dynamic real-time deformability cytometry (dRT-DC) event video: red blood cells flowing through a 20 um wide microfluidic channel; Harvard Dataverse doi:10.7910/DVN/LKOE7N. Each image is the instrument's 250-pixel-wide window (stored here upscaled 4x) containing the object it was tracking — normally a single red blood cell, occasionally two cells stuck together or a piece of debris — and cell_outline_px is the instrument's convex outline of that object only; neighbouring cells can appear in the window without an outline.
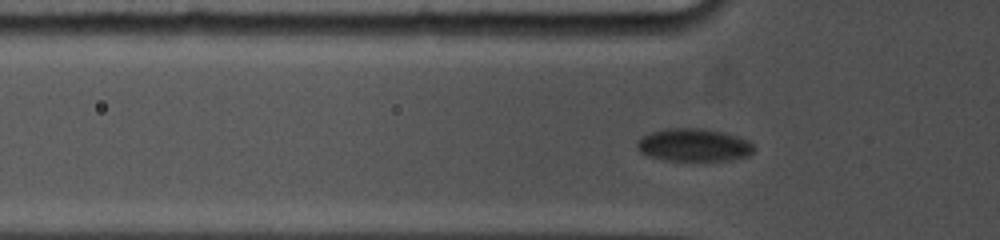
{"species": "common noctule bat (a hibernating species)", "species_latin": "Nyctalus noctula", "temperature_condition": "cold", "stored_images_in_passage": 30, "camera_frame_rate_fps": 5000, "um_per_image_px": 0.085, "animal": {"sex": "female", "body_mass_g": 19.0, "forearm_length_mm": 53.3}, "frame": {"image": 1, "passage_image": 6, "time_ms": 1.2, "image_size_px": [1000, 240], "cell_outline_px": [[756, 148], [748, 156], [728, 160], [664, 160], [648, 156], [640, 152], [636, 148], [636, 140], [652, 132], [664, 128], [704, 128], [724, 132], [748, 140]], "centroid_in_image_um": [58.95, 12.32], "position_along_channel_um": 66.8, "area_um2": 22.43}}
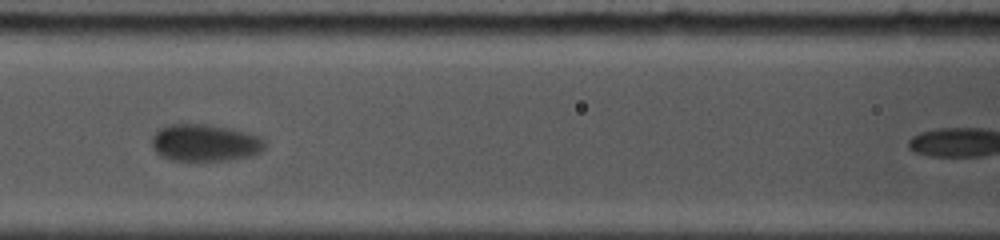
{"frame": {"image": 2, "passage_image": 12, "time_ms": 3.6, "image_size_px": [1000, 240], "cell_outline_px": [[264, 148], [260, 152], [252, 156], [228, 160], [172, 160], [156, 152], [152, 148], [152, 136], [160, 128], [168, 124], [208, 124], [232, 128], [260, 136], [264, 140]], "centroid_in_image_um": [17.43, 12.12], "position_along_channel_um": 149.2, "area_um2": 24.45}}
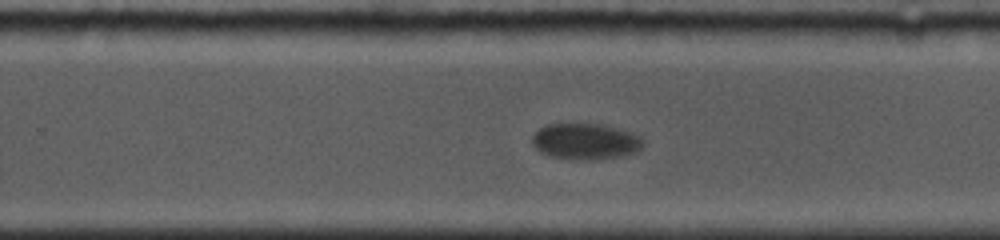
{"frame": {"image": 3, "passage_image": 26, "time_ms": 7.4, "image_size_px": [1000, 240], "cell_outline_px": [[644, 144], [640, 148], [624, 156], [596, 160], [572, 160], [548, 156], [540, 152], [532, 144], [532, 136], [540, 128], [548, 124], [600, 124], [616, 128], [640, 136], [644, 140]], "centroid_in_image_um": [49.73, 12.04], "position_along_channel_um": 280.1, "area_um2": 23.41}}